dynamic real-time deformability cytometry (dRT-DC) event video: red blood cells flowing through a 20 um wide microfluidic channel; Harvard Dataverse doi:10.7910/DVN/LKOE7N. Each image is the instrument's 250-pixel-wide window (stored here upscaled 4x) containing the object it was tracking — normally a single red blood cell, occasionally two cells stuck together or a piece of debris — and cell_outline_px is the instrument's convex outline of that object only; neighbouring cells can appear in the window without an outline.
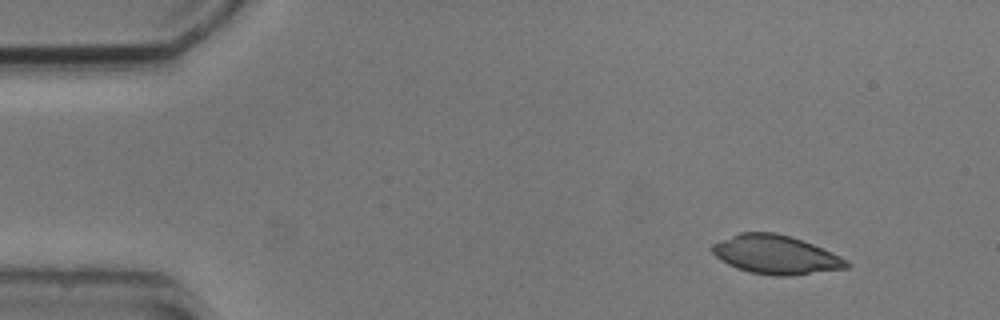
{"species": "common noctule bat (a hibernating species)", "species_latin": "Nyctalus noctula", "temperature_condition": "cold", "stored_images_in_passage": 3, "camera_frame_rate_fps": 3000, "um_per_image_px": 0.085, "animal": {"sex": "male", "body_mass_g": 20.5, "forearm_length_mm": 52.5}, "frame": {"image": 1, "passage_image": 1, "time_ms": 0.0, "image_size_px": [1000, 320], "cell_outline_px": [[852, 264], [848, 268], [788, 276], [772, 276], [752, 272], [736, 268], [720, 260], [712, 252], [712, 244], [720, 240], [740, 232], [776, 232], [792, 236], [812, 244], [840, 256], [848, 260]], "centroid_in_image_um": [65.95, 21.64], "position_along_channel_um": 19.1, "area_um2": 30.4}}